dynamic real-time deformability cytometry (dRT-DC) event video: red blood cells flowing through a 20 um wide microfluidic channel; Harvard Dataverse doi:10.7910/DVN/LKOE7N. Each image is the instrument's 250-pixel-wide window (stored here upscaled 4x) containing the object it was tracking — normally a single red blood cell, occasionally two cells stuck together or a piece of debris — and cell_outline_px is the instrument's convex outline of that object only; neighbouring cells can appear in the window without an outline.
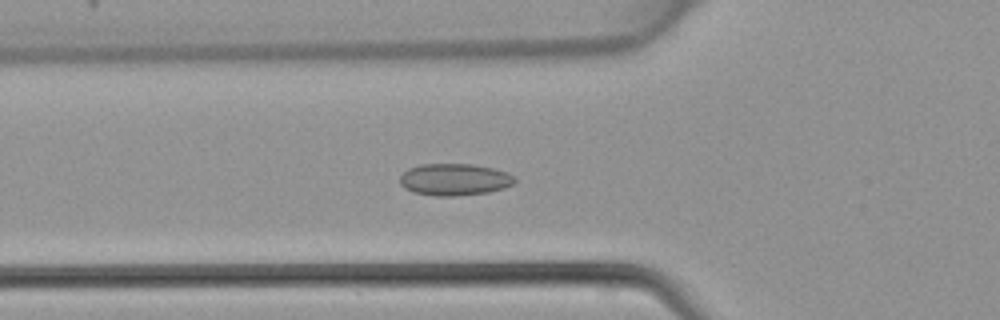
{"species": "common noctule bat (a hibernating species)", "species_latin": "Nyctalus noctula", "temperature_condition": "warm", "stored_images_in_passage": 45, "camera_frame_rate_fps": 3000, "um_per_image_px": 0.085, "animal": {"sex": "female", "body_mass_g": 22.7, "forearm_length_mm": 54.2}, "frame": {"image": 1, "passage_image": 16, "time_ms": 5.0, "image_size_px": [1000, 320], "cell_outline_px": [[516, 180], [512, 184], [504, 188], [488, 192], [452, 196], [436, 196], [412, 192], [404, 188], [400, 184], [400, 176], [408, 168], [420, 164], [472, 164], [492, 168], [508, 172], [516, 176]], "centroid_in_image_um": [38.62, 15.25], "position_along_channel_um": 87.2, "area_um2": 21.44}}
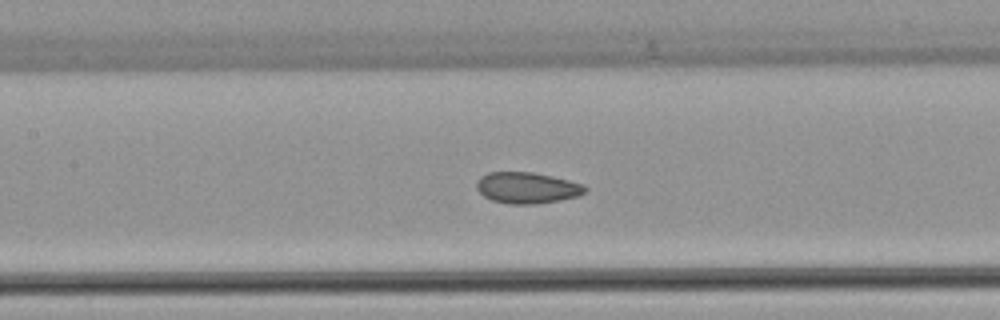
{"frame": {"image": 2, "passage_image": 21, "time_ms": 6.667, "image_size_px": [1000, 320], "cell_outline_px": [[588, 188], [584, 192], [576, 196], [560, 200], [536, 204], [508, 204], [492, 200], [484, 196], [476, 188], [476, 180], [480, 176], [488, 172], [532, 172], [552, 176], [584, 184]], "centroid_in_image_um": [44.77, 15.96], "position_along_channel_um": 162.6, "area_um2": 19.77}}
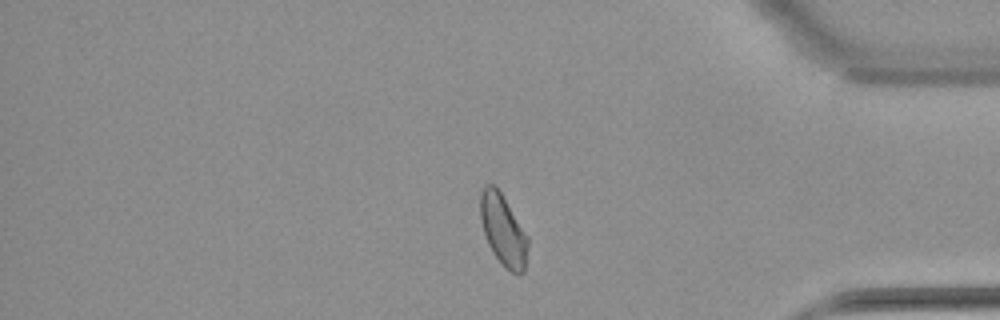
{"frame": {"image": 3, "passage_image": 38, "time_ms": 12.333, "image_size_px": [1000, 320], "cell_outline_px": [[528, 248], [524, 272], [520, 276], [516, 276], [492, 252], [488, 244], [480, 220], [480, 192], [484, 184], [492, 184], [500, 192], [528, 236]], "centroid_in_image_um": [42.76, 19.56], "position_along_channel_um": 392.4, "area_um2": 19.54}}